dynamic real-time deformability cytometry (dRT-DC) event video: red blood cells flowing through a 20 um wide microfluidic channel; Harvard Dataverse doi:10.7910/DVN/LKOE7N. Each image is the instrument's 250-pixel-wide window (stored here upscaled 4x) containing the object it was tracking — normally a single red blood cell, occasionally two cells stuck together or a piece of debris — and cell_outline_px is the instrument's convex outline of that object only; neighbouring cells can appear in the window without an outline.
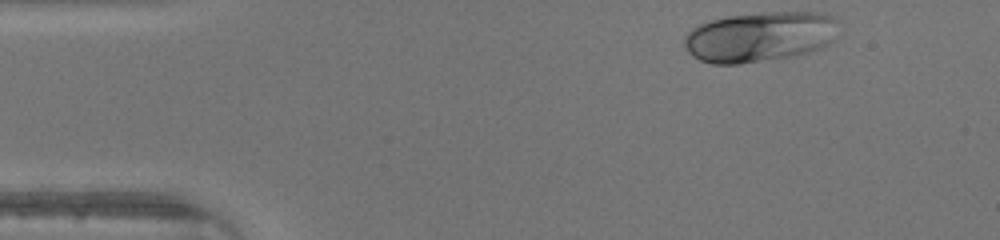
{"species": "human", "species_latin": "Homo sapiens", "temperature_condition": "warm", "stored_images_in_passage": 9, "camera_frame_rate_fps": 3000, "um_per_image_px": 0.085, "donor": {"sex": "male"}, "frame": {"image": 1, "passage_image": 1, "time_ms": 0.0, "image_size_px": [1000, 240], "cell_outline_px": [[840, 20], [832, 40], [828, 44], [820, 48], [788, 56], [740, 64], [712, 64], [700, 60], [692, 56], [684, 48], [684, 36], [692, 28], [700, 24], [712, 20], [728, 16], [764, 12], [816, 12], [832, 16]], "centroid_in_image_um": [64.55, 3.11], "position_along_channel_um": 20.4, "area_um2": 44.97}}